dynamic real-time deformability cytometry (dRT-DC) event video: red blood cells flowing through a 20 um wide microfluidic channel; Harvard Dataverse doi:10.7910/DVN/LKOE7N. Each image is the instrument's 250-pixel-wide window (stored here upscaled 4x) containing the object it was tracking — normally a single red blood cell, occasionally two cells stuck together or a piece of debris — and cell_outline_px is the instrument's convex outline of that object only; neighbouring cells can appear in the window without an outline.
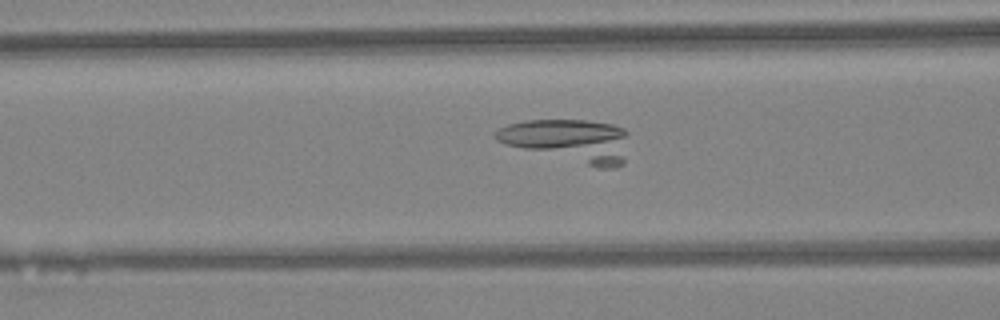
{"species": "Egyptian fruit bat (a non-hibernating species)", "species_latin": "Rousettus aegyptiacus", "temperature_condition": "warm", "stored_images_in_passage": 42, "camera_frame_rate_fps": 3000, "um_per_image_px": 0.085, "animal": {"sex": "female"}, "frame": {"image": 1, "passage_image": 12, "time_ms": 3.667, "image_size_px": [1000, 320], "cell_outline_px": [[628, 136], [624, 164], [616, 168], [596, 168], [504, 144], [496, 140], [492, 136], [500, 128], [508, 124], [524, 120], [588, 120], [612, 124], [624, 128], [628, 132]], "centroid_in_image_um": [48.4, 11.96], "position_along_channel_um": 118.2, "area_um2": 33.76}}
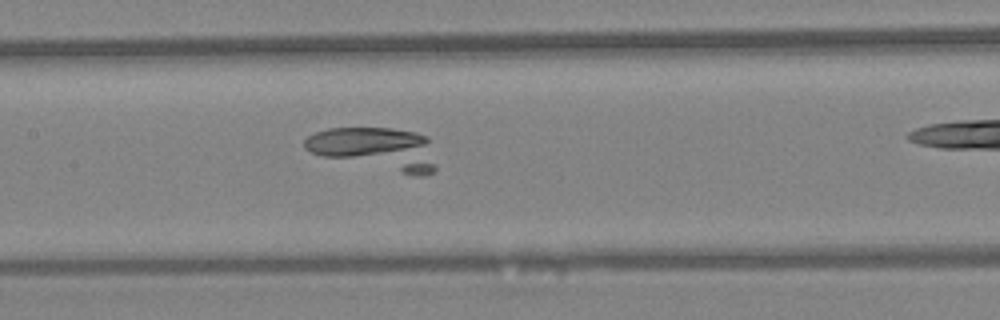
{"frame": {"image": 2, "passage_image": 16, "time_ms": 5.0, "image_size_px": [1000, 320], "cell_outline_px": [[436, 172], [428, 176], [412, 176], [324, 156], [312, 152], [304, 148], [304, 140], [308, 136], [316, 132], [328, 128], [392, 128], [416, 132], [428, 136], [436, 164]], "centroid_in_image_um": [32.01, 12.65], "position_along_channel_um": 175.4, "area_um2": 32.95}}